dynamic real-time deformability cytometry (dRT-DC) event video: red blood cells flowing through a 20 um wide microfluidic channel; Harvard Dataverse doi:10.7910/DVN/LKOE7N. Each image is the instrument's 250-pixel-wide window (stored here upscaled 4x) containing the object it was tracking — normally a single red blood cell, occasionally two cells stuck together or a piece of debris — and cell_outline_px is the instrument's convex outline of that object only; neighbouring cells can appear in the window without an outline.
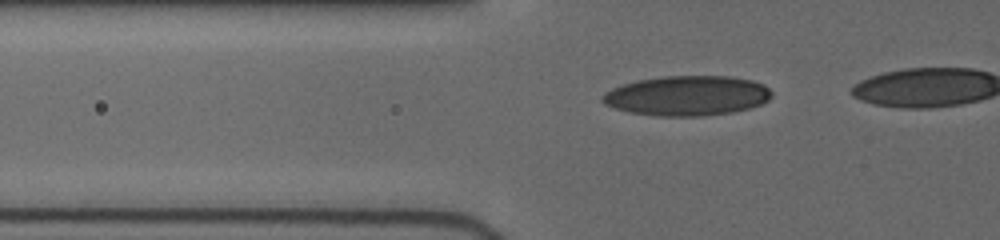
{"species": "human", "species_latin": "Homo sapiens", "temperature_condition": "cold", "stored_images_in_passage": 20, "camera_frame_rate_fps": 3000, "um_per_image_px": 0.085, "donor": {"sex": "female"}, "frame": {"image": 1, "passage_image": 12, "time_ms": 5.667, "image_size_px": [1000, 240], "cell_outline_px": [[772, 96], [768, 100], [760, 104], [748, 108], [732, 112], [704, 116], [656, 116], [628, 112], [604, 104], [600, 100], [600, 96], [604, 92], [612, 88], [636, 80], [664, 76], [732, 76], [752, 80], [764, 84], [772, 92]], "centroid_in_image_um": [58.38, 8.13], "position_along_channel_um": 67.4, "area_um2": 39.59}}
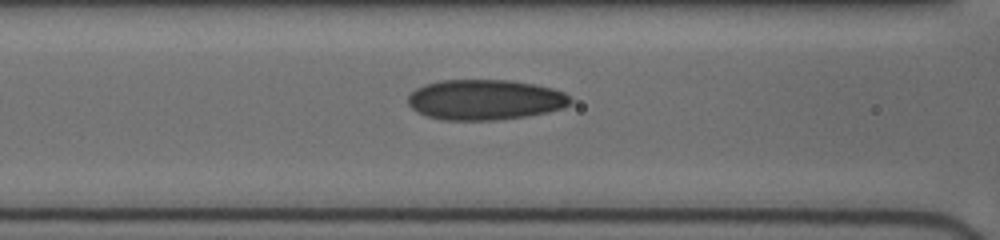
{"frame": {"image": 2, "passage_image": 18, "time_ms": 7.333, "image_size_px": [1000, 240], "cell_outline_px": [[572, 104], [564, 108], [548, 112], [524, 116], [496, 120], [444, 120], [428, 116], [416, 112], [408, 104], [408, 96], [416, 88], [424, 84], [440, 80], [512, 80], [536, 84], [552, 88], [564, 92], [572, 100]], "centroid_in_image_um": [41.24, 8.47], "position_along_channel_um": 125.4, "area_um2": 38.44}}